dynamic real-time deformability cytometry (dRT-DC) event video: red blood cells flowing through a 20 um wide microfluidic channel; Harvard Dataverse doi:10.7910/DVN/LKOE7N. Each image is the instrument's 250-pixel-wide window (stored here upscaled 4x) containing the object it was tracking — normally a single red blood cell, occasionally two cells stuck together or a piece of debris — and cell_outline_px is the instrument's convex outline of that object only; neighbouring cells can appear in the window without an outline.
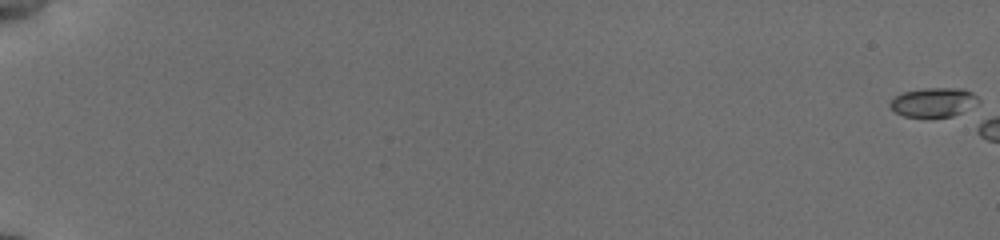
{"species": "common noctule bat (a hibernating species)", "species_latin": "Nyctalus noctula", "temperature_condition": "cold", "stored_images_in_passage": 6, "camera_frame_rate_fps": 3000, "um_per_image_px": 0.085, "animal": {"sex": "female", "body_mass_g": 19.5, "forearm_length_mm": 54.1}, "frame": {"image": 1, "passage_image": 1, "time_ms": 0.0, "image_size_px": [1000, 240], "cell_outline_px": [[980, 100], [976, 104], [952, 116], [904, 116], [896, 112], [888, 104], [896, 96], [904, 92], [924, 88], [964, 88], [972, 92]], "centroid_in_image_um": [79.36, 8.67], "position_along_channel_um": 5.6, "area_um2": 14.68}}